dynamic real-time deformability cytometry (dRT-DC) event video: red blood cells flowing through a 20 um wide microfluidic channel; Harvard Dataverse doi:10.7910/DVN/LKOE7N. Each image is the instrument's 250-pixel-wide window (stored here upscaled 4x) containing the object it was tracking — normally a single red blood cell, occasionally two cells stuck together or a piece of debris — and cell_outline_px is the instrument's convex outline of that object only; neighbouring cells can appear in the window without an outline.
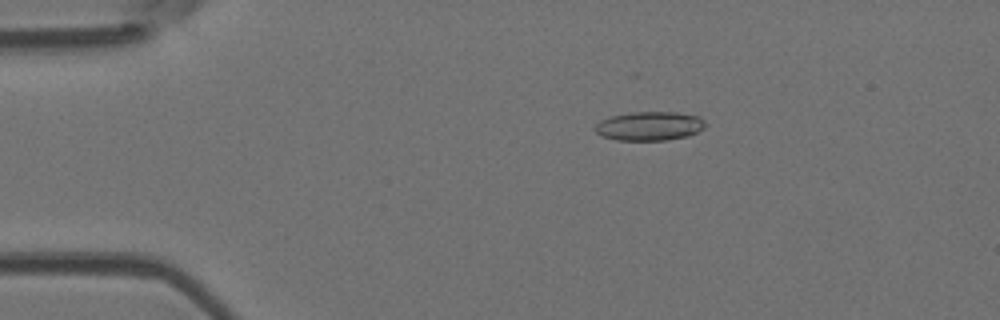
{"species": "Egyptian fruit bat (a non-hibernating species)", "species_latin": "Rousettus aegyptiacus", "temperature_condition": "room temperature", "stored_images_in_passage": 5, "camera_frame_rate_fps": 3000, "um_per_image_px": 0.085, "animal": {"sex": "female"}, "frame": {"image": 1, "passage_image": 3, "time_ms": 2.333, "image_size_px": [1000, 320], "cell_outline_px": [[704, 128], [688, 136], [664, 140], [616, 140], [600, 136], [592, 128], [600, 120], [612, 116], [632, 112], [676, 112], [700, 116], [704, 120]], "centroid_in_image_um": [55.17, 10.71], "position_along_channel_um": 29.8, "area_um2": 18.67}}
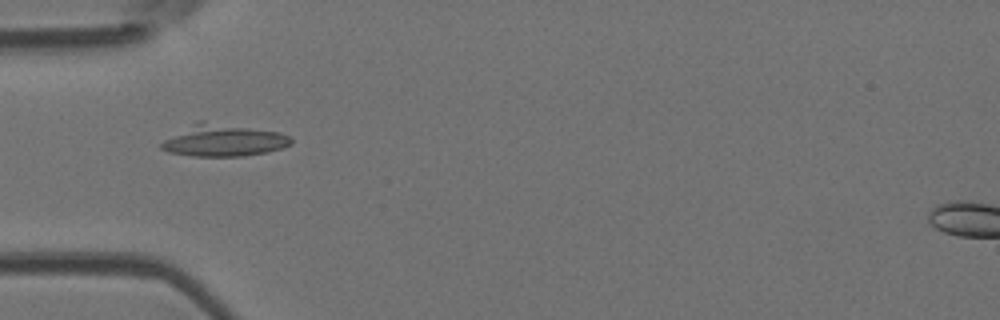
{"frame": {"image": 2, "passage_image": 5, "time_ms": 4.667, "image_size_px": [1000, 320], "cell_outline_px": [[292, 144], [284, 148], [268, 152], [244, 156], [192, 156], [168, 152], [160, 148], [160, 144], [164, 140], [192, 124], [200, 120], [204, 120], [280, 132], [292, 136]], "centroid_in_image_um": [19.06, 11.93], "position_along_channel_um": 65.9, "area_um2": 24.33}}